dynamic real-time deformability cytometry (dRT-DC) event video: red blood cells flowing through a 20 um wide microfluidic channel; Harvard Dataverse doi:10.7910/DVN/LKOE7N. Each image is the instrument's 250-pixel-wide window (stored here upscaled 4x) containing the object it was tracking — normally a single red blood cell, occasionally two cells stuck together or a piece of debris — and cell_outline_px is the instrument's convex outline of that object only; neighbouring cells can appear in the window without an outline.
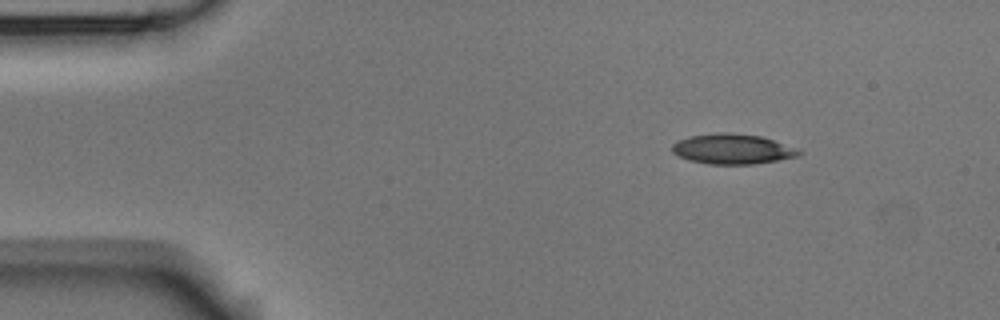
{"species": "Egyptian fruit bat (a non-hibernating species)", "species_latin": "Rousettus aegyptiacus", "temperature_condition": "room temperature", "stored_images_in_passage": 49, "camera_frame_rate_fps": 3000, "um_per_image_px": 0.085, "animal": {"sex": "male"}, "frame": {"image": 1, "passage_image": 1, "time_ms": 0.0, "image_size_px": [1000, 320], "cell_outline_px": [[804, 152], [800, 156], [752, 164], [708, 164], [688, 160], [672, 152], [672, 144], [676, 140], [688, 136], [716, 132], [728, 132], [760, 136], [800, 148]], "centroid_in_image_um": [62.27, 12.65], "position_along_channel_um": 22.7, "area_um2": 22.54}}
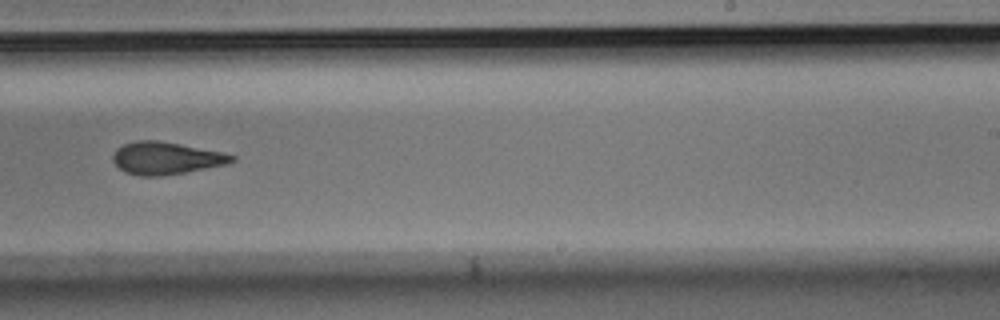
{"frame": {"image": 2, "passage_image": 28, "time_ms": 9.0, "image_size_px": [1000, 320], "cell_outline_px": [[236, 160], [228, 164], [184, 172], [160, 176], [140, 176], [124, 172], [112, 160], [112, 156], [116, 148], [124, 144], [136, 140], [156, 140], [220, 152], [236, 156]], "centroid_in_image_um": [14.07, 13.45], "position_along_channel_um": 274.9, "area_um2": 22.2}}
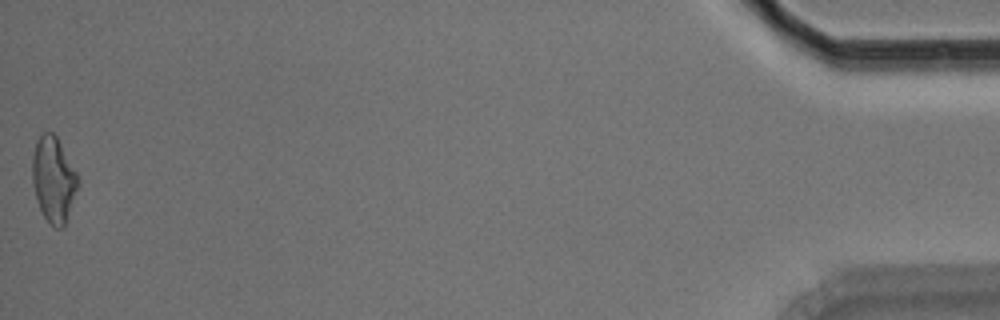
{"frame": {"image": 3, "passage_image": 49, "time_ms": 16.0, "image_size_px": [1000, 320], "cell_outline_px": [[80, 184], [64, 228], [56, 228], [44, 216], [36, 200], [32, 184], [32, 156], [36, 140], [44, 132], [52, 132], [56, 136], [76, 172]], "centroid_in_image_um": [4.55, 15.27], "position_along_channel_um": 430.7, "area_um2": 22.77}, "authors_computed_cell_mechanics": {"area_um2": 22.4842, "velocity_mm_per_s": 3.6107, "shape_relaxation_time_tau1_ms": 6.9631, "shape_relaxation_time_tau2_ms": 2.9064, "deformation_change_tau1": 0.1566, "deformation_change_tau2": 0.1023}}